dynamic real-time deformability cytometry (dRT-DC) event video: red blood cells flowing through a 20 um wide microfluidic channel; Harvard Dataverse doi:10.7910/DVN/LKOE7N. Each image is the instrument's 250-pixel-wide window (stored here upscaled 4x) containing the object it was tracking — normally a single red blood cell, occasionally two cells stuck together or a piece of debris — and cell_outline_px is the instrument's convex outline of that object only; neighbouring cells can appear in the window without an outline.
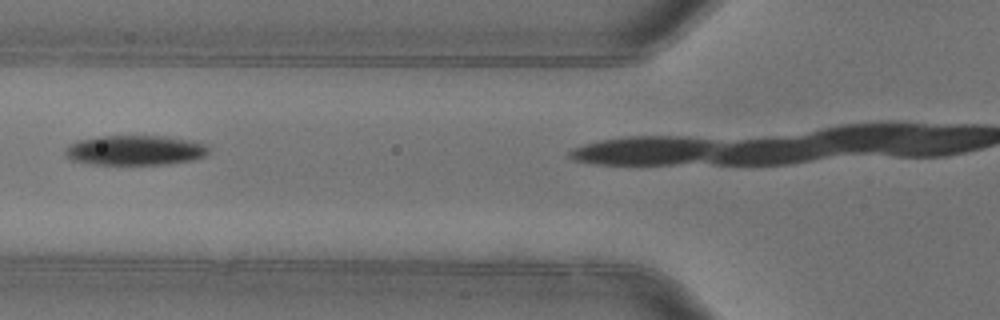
{"species": "common noctule bat (a hibernating species)", "species_latin": "Nyctalus noctula", "temperature_condition": "warm", "stored_images_in_passage": 4, "camera_frame_rate_fps": 3000, "um_per_image_px": 0.085, "animal": {"sex": "female"}, "frame": {"image": 1, "passage_image": 3, "time_ms": 0.667, "image_size_px": [1000, 320], "cell_outline_px": [[208, 152], [204, 156], [192, 160], [168, 164], [92, 164], [72, 160], [64, 156], [64, 148], [68, 144], [76, 140], [100, 136], [168, 136], [204, 144], [208, 148]], "centroid_in_image_um": [11.4, 12.77], "position_along_channel_um": 114.4, "area_um2": 25.03}}